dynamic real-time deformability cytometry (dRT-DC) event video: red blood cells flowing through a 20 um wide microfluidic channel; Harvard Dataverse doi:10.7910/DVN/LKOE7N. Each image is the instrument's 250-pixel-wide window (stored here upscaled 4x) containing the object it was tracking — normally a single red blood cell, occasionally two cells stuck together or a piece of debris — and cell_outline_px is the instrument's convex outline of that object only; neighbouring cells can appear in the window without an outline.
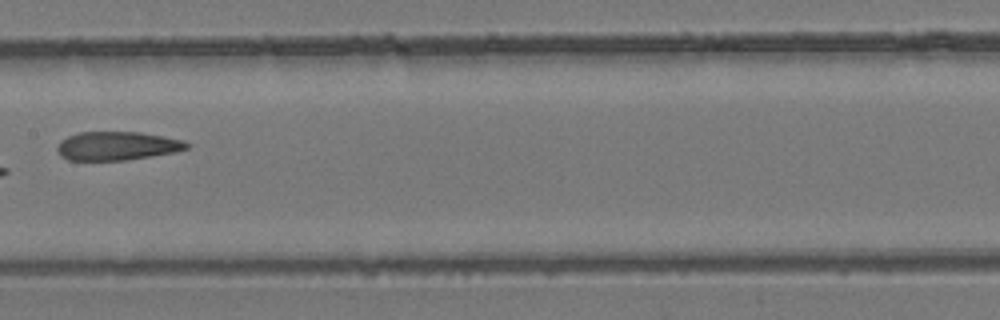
{"species": "common noctule bat (a hibernating species)", "species_latin": "Nyctalus noctula", "temperature_condition": "room temperature", "stored_images_in_passage": 8, "camera_frame_rate_fps": 3000, "um_per_image_px": 0.085, "animal": {"sex": "female", "body_mass_g": 24.6, "forearm_length_mm": 56.2}, "frame": {"image": 1, "passage_image": 7, "time_ms": 8.667, "image_size_px": [1000, 320], "cell_outline_px": [[192, 144], [188, 148], [176, 152], [124, 160], [68, 160], [60, 156], [56, 148], [60, 140], [68, 136], [80, 132], [140, 132], [164, 136], [184, 140]], "centroid_in_image_um": [9.97, 12.4], "position_along_channel_um": 197.4, "area_um2": 21.73}}
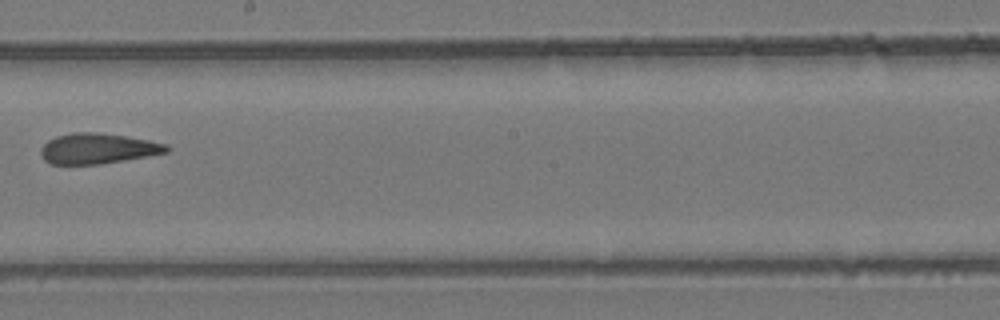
{"frame": {"image": 2, "passage_image": 8, "time_ms": 9.667, "image_size_px": [1000, 320], "cell_outline_px": [[172, 148], [168, 152], [100, 164], [52, 164], [44, 160], [40, 156], [40, 148], [48, 140], [56, 136], [72, 132], [96, 132], [124, 136], [148, 140], [168, 144]], "centroid_in_image_um": [8.29, 12.62], "position_along_channel_um": 239.9, "area_um2": 22.31}}